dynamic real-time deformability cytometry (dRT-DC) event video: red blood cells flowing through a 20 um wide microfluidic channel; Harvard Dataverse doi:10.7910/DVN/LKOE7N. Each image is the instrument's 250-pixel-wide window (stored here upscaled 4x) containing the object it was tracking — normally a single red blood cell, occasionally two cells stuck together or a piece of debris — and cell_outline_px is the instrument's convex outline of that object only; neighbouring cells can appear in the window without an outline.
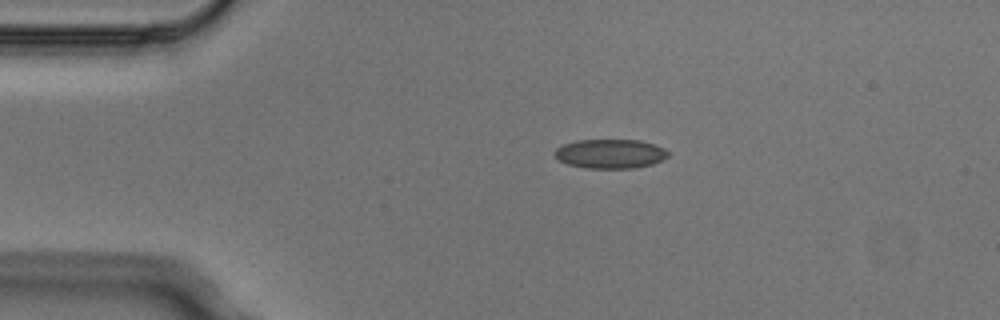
{"species": "Egyptian fruit bat (a non-hibernating species)", "species_latin": "Rousettus aegyptiacus", "temperature_condition": "cold", "stored_images_in_passage": 3, "camera_frame_rate_fps": 3000, "um_per_image_px": 0.085, "animal": {"sex": "male"}, "frame": {"image": 1, "passage_image": 2, "time_ms": 0.333, "image_size_px": [1000, 320], "cell_outline_px": [[668, 156], [652, 164], [636, 168], [588, 168], [568, 164], [560, 160], [552, 152], [556, 148], [564, 144], [576, 140], [640, 140], [664, 148], [668, 152]], "centroid_in_image_um": [51.85, 13.06], "position_along_channel_um": 33.1, "area_um2": 19.19}}